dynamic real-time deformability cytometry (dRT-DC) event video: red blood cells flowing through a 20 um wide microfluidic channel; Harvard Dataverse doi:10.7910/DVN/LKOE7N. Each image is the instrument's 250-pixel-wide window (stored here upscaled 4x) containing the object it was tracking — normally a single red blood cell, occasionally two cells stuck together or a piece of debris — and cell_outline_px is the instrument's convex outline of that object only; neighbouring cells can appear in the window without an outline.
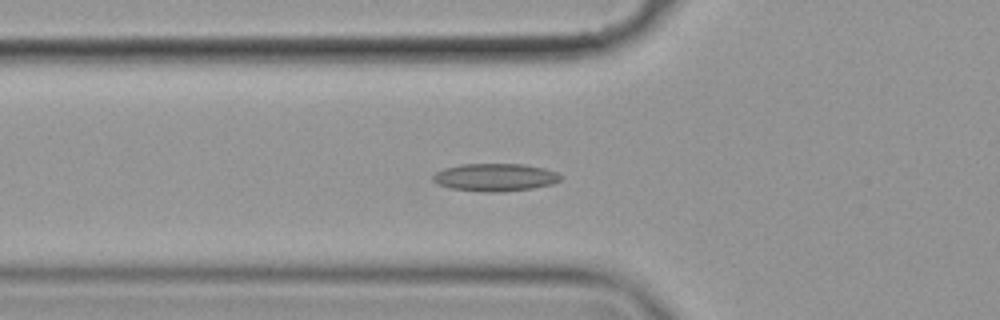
{"species": "common noctule bat (a hibernating species)", "species_latin": "Nyctalus noctula", "temperature_condition": "cold", "stored_images_in_passage": 48, "camera_frame_rate_fps": 3000, "um_per_image_px": 0.085, "animal": {"sex": "female", "body_mass_g": 19.9}, "frame": {"image": 1, "passage_image": 11, "time_ms": 3.333, "image_size_px": [1000, 320], "cell_outline_px": [[564, 176], [560, 180], [552, 184], [532, 188], [500, 192], [480, 192], [452, 188], [436, 184], [432, 180], [432, 176], [436, 172], [444, 168], [460, 164], [524, 164], [544, 168], [556, 172]], "centroid_in_image_um": [42.07, 15.07], "position_along_channel_um": 83.7, "area_um2": 20.75}}
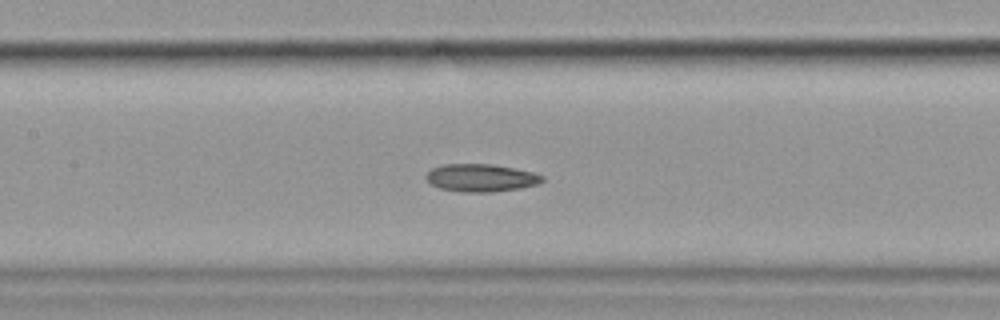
{"frame": {"image": 2, "passage_image": 18, "time_ms": 5.667, "image_size_px": [1000, 320], "cell_outline_px": [[544, 180], [540, 184], [520, 188], [492, 192], [464, 192], [440, 188], [432, 184], [424, 176], [432, 168], [444, 164], [492, 164], [516, 168], [532, 172], [544, 176]], "centroid_in_image_um": [40.92, 15.11], "position_along_channel_um": 166.5, "area_um2": 18.79}}
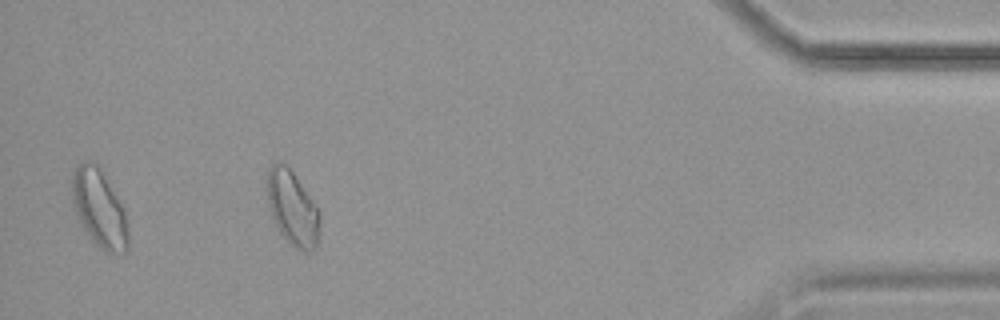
{"frame": {"image": 3, "passage_image": 43, "time_ms": 14.0, "image_size_px": [1000, 320], "cell_outline_px": [[320, 220], [316, 248], [312, 252], [304, 252], [296, 248], [284, 240], [272, 216], [264, 184], [264, 180], [268, 168], [272, 164], [280, 160], [292, 172], [312, 200], [320, 212]], "centroid_in_image_um": [24.82, 17.69], "position_along_channel_um": 410.4, "area_um2": 23.12}, "authors_computed_cell_mechanics": {"area_um2": 19.6231, "velocity_mm_per_s": 3.5256, "shape_relaxation_time_tau1_ms": null, "shape_relaxation_time_tau2_ms": 5.7857, "deformation_change_tau1": null, "deformation_change_tau2": 0.1187}}